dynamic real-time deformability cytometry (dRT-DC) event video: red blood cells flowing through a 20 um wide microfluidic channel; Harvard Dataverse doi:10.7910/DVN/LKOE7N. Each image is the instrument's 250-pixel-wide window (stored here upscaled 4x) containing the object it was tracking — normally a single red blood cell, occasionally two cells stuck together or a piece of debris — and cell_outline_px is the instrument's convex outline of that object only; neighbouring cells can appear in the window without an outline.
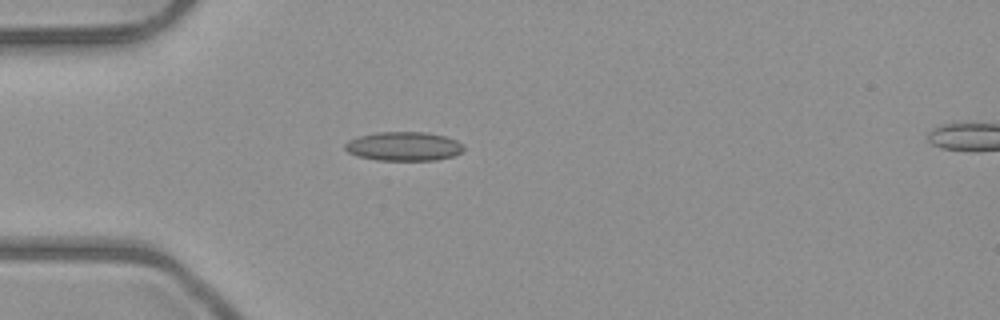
{"species": "common noctule bat (a hibernating species)", "species_latin": "Nyctalus noctula", "temperature_condition": "room temperature", "stored_images_in_passage": 4, "camera_frame_rate_fps": 3000, "um_per_image_px": 0.085, "animal": {"sex": "male", "body_mass_g": 23.1, "forearm_length_mm": 52.7}, "frame": {"image": 1, "passage_image": 2, "time_ms": 1.333, "image_size_px": [1000, 320], "cell_outline_px": [[464, 148], [460, 152], [452, 156], [436, 160], [376, 160], [356, 156], [348, 152], [344, 148], [344, 144], [348, 140], [360, 136], [376, 132], [424, 132], [444, 136], [456, 140]], "centroid_in_image_um": [34.26, 12.44], "position_along_channel_um": 50.7, "area_um2": 19.94}}
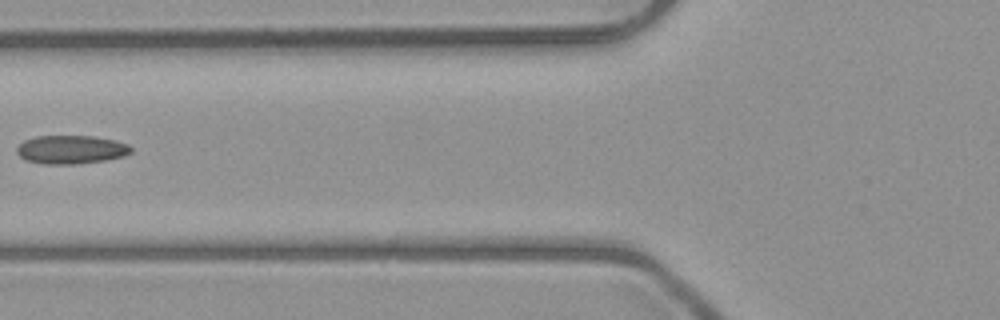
{"frame": {"image": 2, "passage_image": 4, "time_ms": 3.333, "image_size_px": [1000, 320], "cell_outline_px": [[132, 152], [124, 156], [104, 160], [76, 164], [44, 164], [28, 160], [20, 156], [16, 152], [16, 148], [24, 140], [36, 136], [92, 136], [116, 140], [128, 144], [132, 148]], "centroid_in_image_um": [6.06, 12.71], "position_along_channel_um": 119.7, "area_um2": 18.96}}